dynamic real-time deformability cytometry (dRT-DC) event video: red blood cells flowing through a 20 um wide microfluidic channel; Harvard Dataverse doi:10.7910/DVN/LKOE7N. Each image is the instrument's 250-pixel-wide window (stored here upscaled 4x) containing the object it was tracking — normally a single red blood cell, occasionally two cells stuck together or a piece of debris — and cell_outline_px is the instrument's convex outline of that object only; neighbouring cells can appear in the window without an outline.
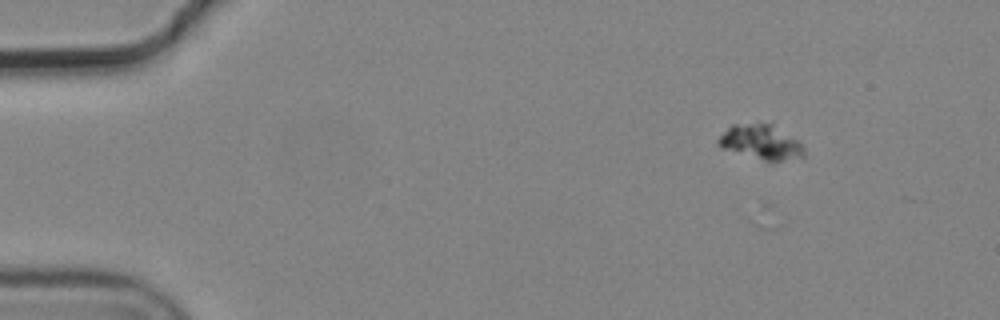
{"species": "common noctule bat (a hibernating species)", "species_latin": "Nyctalus noctula", "temperature_condition": "cold", "stored_images_in_passage": 4, "camera_frame_rate_fps": 3000, "um_per_image_px": 0.085, "animal": {"sex": "male", "body_mass_g": 19.2, "forearm_length_mm": 51.8}, "frame": {"image": 1, "passage_image": 1, "time_ms": 0.0, "image_size_px": [1000, 320], "cell_outline_px": [[804, 156], [772, 164], [768, 164], [720, 148], [716, 144], [716, 140], [732, 124], [772, 120], [796, 140], [804, 148]], "centroid_in_image_um": [64.66, 12.08], "position_along_channel_um": 20.3, "area_um2": 18.67}}
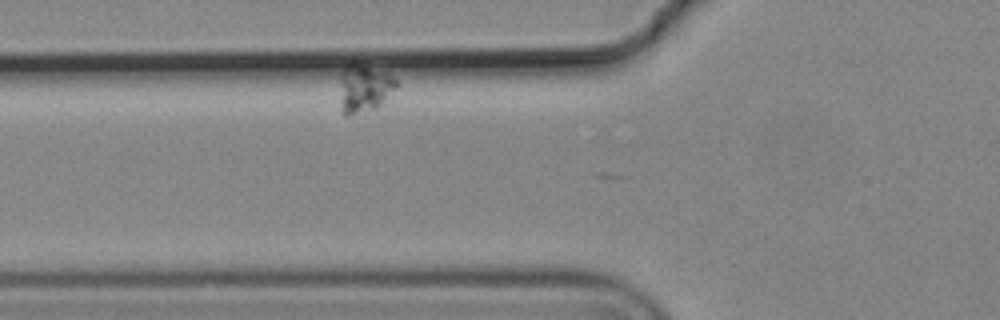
{"frame": {"image": 2, "passage_image": 4, "time_ms": 1.0, "image_size_px": [1000, 320], "cell_outline_px": [[400, 84], [376, 108], [348, 116], [344, 116], [340, 80], [344, 68], [352, 60], [360, 60], [396, 80]], "centroid_in_image_um": [30.96, 7.44], "position_along_channel_um": 94.8, "area_um2": 15.61}}